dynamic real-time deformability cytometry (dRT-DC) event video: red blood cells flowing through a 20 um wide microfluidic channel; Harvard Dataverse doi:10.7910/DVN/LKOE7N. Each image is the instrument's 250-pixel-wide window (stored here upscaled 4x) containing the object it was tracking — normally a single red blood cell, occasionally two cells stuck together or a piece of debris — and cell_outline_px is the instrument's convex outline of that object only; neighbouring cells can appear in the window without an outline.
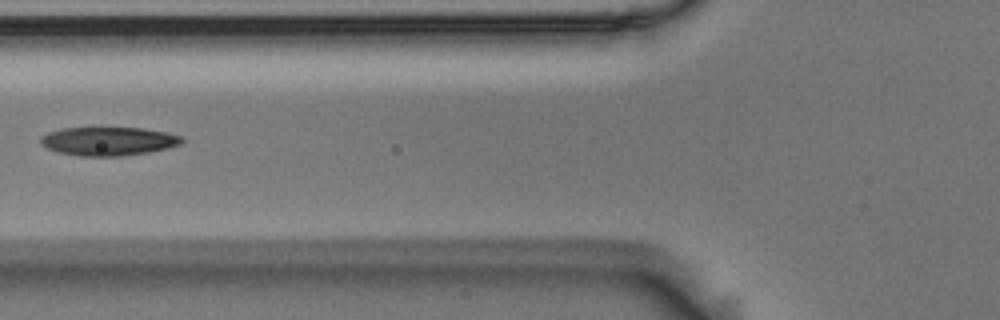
{"species": "Egyptian fruit bat (a non-hibernating species)", "species_latin": "Rousettus aegyptiacus", "temperature_condition": "room temperature", "stored_images_in_passage": 5, "camera_frame_rate_fps": 3000, "um_per_image_px": 0.085, "animal": {"sex": "male"}, "frame": {"image": 1, "passage_image": 5, "time_ms": 1.333, "image_size_px": [1000, 320], "cell_outline_px": [[184, 140], [180, 144], [168, 148], [148, 152], [120, 156], [80, 156], [56, 152], [40, 144], [40, 136], [48, 132], [60, 128], [140, 128], [164, 132], [180, 136]], "centroid_in_image_um": [9.16, 12.0], "position_along_channel_um": 116.6, "area_um2": 23.47}}